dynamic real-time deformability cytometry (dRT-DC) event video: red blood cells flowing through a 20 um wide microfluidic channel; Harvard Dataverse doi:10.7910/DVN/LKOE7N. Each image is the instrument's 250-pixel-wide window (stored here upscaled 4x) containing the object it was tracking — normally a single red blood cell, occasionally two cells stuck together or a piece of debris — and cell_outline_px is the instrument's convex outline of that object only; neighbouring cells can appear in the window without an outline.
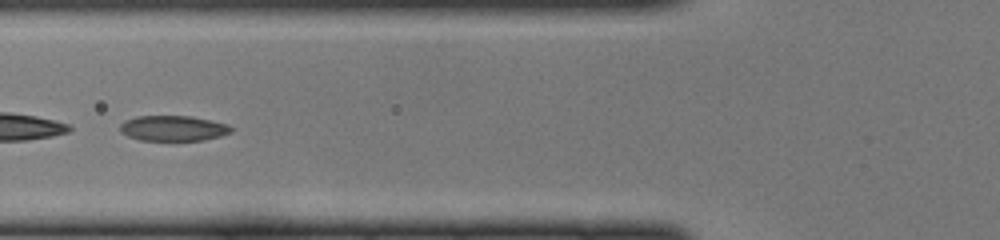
{"species": "common noctule bat (a hibernating species)", "species_latin": "Nyctalus noctula", "temperature_condition": "cold", "stored_images_in_passage": 46, "segment_of_instrument_passage": [2, 2], "camera_frame_rate_fps": 3000, "um_per_image_px": 0.085, "animal": {"sex": "female", "body_mass_g": 22.0, "forearm_length_mm": 56.7}, "frame": {"image": 1, "passage_image": 18, "time_ms": 5.667, "image_size_px": [1000, 240], "cell_outline_px": [[232, 132], [220, 136], [204, 140], [140, 140], [128, 136], [120, 132], [120, 124], [124, 120], [136, 116], [192, 116], [212, 120], [228, 124], [232, 128]], "centroid_in_image_um": [14.72, 10.89], "position_along_channel_um": 111.1, "area_um2": 16.53}}
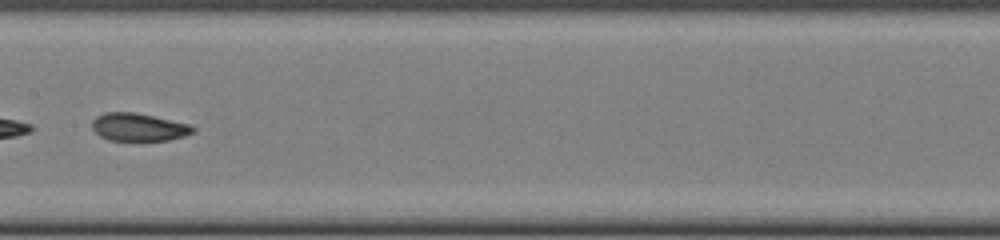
{"frame": {"image": 2, "passage_image": 24, "time_ms": 7.667, "image_size_px": [1000, 240], "cell_outline_px": [[196, 132], [184, 136], [168, 140], [108, 140], [100, 136], [92, 128], [92, 120], [96, 116], [104, 112], [136, 112], [188, 124], [196, 128]], "centroid_in_image_um": [11.77, 10.8], "position_along_channel_um": 195.6, "area_um2": 16.36}}